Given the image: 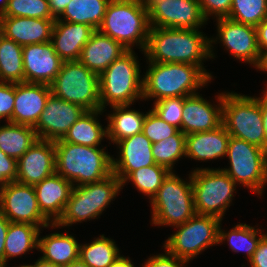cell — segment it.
Masks as SVG:
<instances>
[{
    "instance_id": "obj_33",
    "label": "cell",
    "mask_w": 267,
    "mask_h": 267,
    "mask_svg": "<svg viewBox=\"0 0 267 267\" xmlns=\"http://www.w3.org/2000/svg\"><path fill=\"white\" fill-rule=\"evenodd\" d=\"M23 46L3 36L0 43V82H25Z\"/></svg>"
},
{
    "instance_id": "obj_22",
    "label": "cell",
    "mask_w": 267,
    "mask_h": 267,
    "mask_svg": "<svg viewBox=\"0 0 267 267\" xmlns=\"http://www.w3.org/2000/svg\"><path fill=\"white\" fill-rule=\"evenodd\" d=\"M72 188V183L56 172L34 185L40 211L51 224L61 217Z\"/></svg>"
},
{
    "instance_id": "obj_8",
    "label": "cell",
    "mask_w": 267,
    "mask_h": 267,
    "mask_svg": "<svg viewBox=\"0 0 267 267\" xmlns=\"http://www.w3.org/2000/svg\"><path fill=\"white\" fill-rule=\"evenodd\" d=\"M222 118L230 136L266 150L262 111L256 97L224 92Z\"/></svg>"
},
{
    "instance_id": "obj_40",
    "label": "cell",
    "mask_w": 267,
    "mask_h": 267,
    "mask_svg": "<svg viewBox=\"0 0 267 267\" xmlns=\"http://www.w3.org/2000/svg\"><path fill=\"white\" fill-rule=\"evenodd\" d=\"M185 97H167L154 101L151 109L159 118L182 131V112Z\"/></svg>"
},
{
    "instance_id": "obj_53",
    "label": "cell",
    "mask_w": 267,
    "mask_h": 267,
    "mask_svg": "<svg viewBox=\"0 0 267 267\" xmlns=\"http://www.w3.org/2000/svg\"><path fill=\"white\" fill-rule=\"evenodd\" d=\"M31 267H60L56 264H53L51 262H47L43 259H38L33 265L30 264Z\"/></svg>"
},
{
    "instance_id": "obj_23",
    "label": "cell",
    "mask_w": 267,
    "mask_h": 267,
    "mask_svg": "<svg viewBox=\"0 0 267 267\" xmlns=\"http://www.w3.org/2000/svg\"><path fill=\"white\" fill-rule=\"evenodd\" d=\"M0 19L4 36L21 46L51 41L55 19L8 16Z\"/></svg>"
},
{
    "instance_id": "obj_51",
    "label": "cell",
    "mask_w": 267,
    "mask_h": 267,
    "mask_svg": "<svg viewBox=\"0 0 267 267\" xmlns=\"http://www.w3.org/2000/svg\"><path fill=\"white\" fill-rule=\"evenodd\" d=\"M109 267H134L129 257L119 255Z\"/></svg>"
},
{
    "instance_id": "obj_31",
    "label": "cell",
    "mask_w": 267,
    "mask_h": 267,
    "mask_svg": "<svg viewBox=\"0 0 267 267\" xmlns=\"http://www.w3.org/2000/svg\"><path fill=\"white\" fill-rule=\"evenodd\" d=\"M38 140L34 127L8 122L0 126V150L18 160Z\"/></svg>"
},
{
    "instance_id": "obj_50",
    "label": "cell",
    "mask_w": 267,
    "mask_h": 267,
    "mask_svg": "<svg viewBox=\"0 0 267 267\" xmlns=\"http://www.w3.org/2000/svg\"><path fill=\"white\" fill-rule=\"evenodd\" d=\"M263 95L260 97H256V100L259 102L260 109L262 111V118L264 124V131L266 137V151H267V86L266 90H263Z\"/></svg>"
},
{
    "instance_id": "obj_10",
    "label": "cell",
    "mask_w": 267,
    "mask_h": 267,
    "mask_svg": "<svg viewBox=\"0 0 267 267\" xmlns=\"http://www.w3.org/2000/svg\"><path fill=\"white\" fill-rule=\"evenodd\" d=\"M196 214L223 220L233 200L235 181L222 169L196 168L191 172Z\"/></svg>"
},
{
    "instance_id": "obj_7",
    "label": "cell",
    "mask_w": 267,
    "mask_h": 267,
    "mask_svg": "<svg viewBox=\"0 0 267 267\" xmlns=\"http://www.w3.org/2000/svg\"><path fill=\"white\" fill-rule=\"evenodd\" d=\"M185 182L179 176L170 172L151 199L152 224L155 226H177L185 223L196 212L192 178Z\"/></svg>"
},
{
    "instance_id": "obj_20",
    "label": "cell",
    "mask_w": 267,
    "mask_h": 267,
    "mask_svg": "<svg viewBox=\"0 0 267 267\" xmlns=\"http://www.w3.org/2000/svg\"><path fill=\"white\" fill-rule=\"evenodd\" d=\"M51 94L50 85L15 83V103L12 123L35 127Z\"/></svg>"
},
{
    "instance_id": "obj_11",
    "label": "cell",
    "mask_w": 267,
    "mask_h": 267,
    "mask_svg": "<svg viewBox=\"0 0 267 267\" xmlns=\"http://www.w3.org/2000/svg\"><path fill=\"white\" fill-rule=\"evenodd\" d=\"M226 157L230 168L222 169L235 183L262 195L267 183V151L245 140L230 136Z\"/></svg>"
},
{
    "instance_id": "obj_58",
    "label": "cell",
    "mask_w": 267,
    "mask_h": 267,
    "mask_svg": "<svg viewBox=\"0 0 267 267\" xmlns=\"http://www.w3.org/2000/svg\"><path fill=\"white\" fill-rule=\"evenodd\" d=\"M19 267H31V266L28 265V264H27V265H24V264H23V265H20Z\"/></svg>"
},
{
    "instance_id": "obj_38",
    "label": "cell",
    "mask_w": 267,
    "mask_h": 267,
    "mask_svg": "<svg viewBox=\"0 0 267 267\" xmlns=\"http://www.w3.org/2000/svg\"><path fill=\"white\" fill-rule=\"evenodd\" d=\"M227 18L256 27L267 18V0H232L230 14Z\"/></svg>"
},
{
    "instance_id": "obj_39",
    "label": "cell",
    "mask_w": 267,
    "mask_h": 267,
    "mask_svg": "<svg viewBox=\"0 0 267 267\" xmlns=\"http://www.w3.org/2000/svg\"><path fill=\"white\" fill-rule=\"evenodd\" d=\"M3 16L54 19L48 0H9Z\"/></svg>"
},
{
    "instance_id": "obj_1",
    "label": "cell",
    "mask_w": 267,
    "mask_h": 267,
    "mask_svg": "<svg viewBox=\"0 0 267 267\" xmlns=\"http://www.w3.org/2000/svg\"><path fill=\"white\" fill-rule=\"evenodd\" d=\"M144 55L148 62L196 65L212 79L202 65V61L211 58L210 38L199 29L151 27Z\"/></svg>"
},
{
    "instance_id": "obj_46",
    "label": "cell",
    "mask_w": 267,
    "mask_h": 267,
    "mask_svg": "<svg viewBox=\"0 0 267 267\" xmlns=\"http://www.w3.org/2000/svg\"><path fill=\"white\" fill-rule=\"evenodd\" d=\"M248 261L250 267H267V234L260 239L257 249Z\"/></svg>"
},
{
    "instance_id": "obj_48",
    "label": "cell",
    "mask_w": 267,
    "mask_h": 267,
    "mask_svg": "<svg viewBox=\"0 0 267 267\" xmlns=\"http://www.w3.org/2000/svg\"><path fill=\"white\" fill-rule=\"evenodd\" d=\"M256 31L260 52L267 50V18L256 26Z\"/></svg>"
},
{
    "instance_id": "obj_25",
    "label": "cell",
    "mask_w": 267,
    "mask_h": 267,
    "mask_svg": "<svg viewBox=\"0 0 267 267\" xmlns=\"http://www.w3.org/2000/svg\"><path fill=\"white\" fill-rule=\"evenodd\" d=\"M127 51L128 49L121 43L101 33L99 30H95L82 48L78 61L92 72L100 75Z\"/></svg>"
},
{
    "instance_id": "obj_16",
    "label": "cell",
    "mask_w": 267,
    "mask_h": 267,
    "mask_svg": "<svg viewBox=\"0 0 267 267\" xmlns=\"http://www.w3.org/2000/svg\"><path fill=\"white\" fill-rule=\"evenodd\" d=\"M85 111L81 106L64 101L51 93L34 127L38 139H62Z\"/></svg>"
},
{
    "instance_id": "obj_43",
    "label": "cell",
    "mask_w": 267,
    "mask_h": 267,
    "mask_svg": "<svg viewBox=\"0 0 267 267\" xmlns=\"http://www.w3.org/2000/svg\"><path fill=\"white\" fill-rule=\"evenodd\" d=\"M202 14L206 20L208 16L227 18L230 14L232 0H198Z\"/></svg>"
},
{
    "instance_id": "obj_52",
    "label": "cell",
    "mask_w": 267,
    "mask_h": 267,
    "mask_svg": "<svg viewBox=\"0 0 267 267\" xmlns=\"http://www.w3.org/2000/svg\"><path fill=\"white\" fill-rule=\"evenodd\" d=\"M255 67L260 71L267 72V50L260 52L259 60Z\"/></svg>"
},
{
    "instance_id": "obj_54",
    "label": "cell",
    "mask_w": 267,
    "mask_h": 267,
    "mask_svg": "<svg viewBox=\"0 0 267 267\" xmlns=\"http://www.w3.org/2000/svg\"><path fill=\"white\" fill-rule=\"evenodd\" d=\"M64 267H90L86 263H84L80 258L71 262L69 265Z\"/></svg>"
},
{
    "instance_id": "obj_45",
    "label": "cell",
    "mask_w": 267,
    "mask_h": 267,
    "mask_svg": "<svg viewBox=\"0 0 267 267\" xmlns=\"http://www.w3.org/2000/svg\"><path fill=\"white\" fill-rule=\"evenodd\" d=\"M187 261L168 253L158 254L148 258L143 267H185Z\"/></svg>"
},
{
    "instance_id": "obj_26",
    "label": "cell",
    "mask_w": 267,
    "mask_h": 267,
    "mask_svg": "<svg viewBox=\"0 0 267 267\" xmlns=\"http://www.w3.org/2000/svg\"><path fill=\"white\" fill-rule=\"evenodd\" d=\"M230 135L224 125L218 128L186 135L185 157L207 161L227 155Z\"/></svg>"
},
{
    "instance_id": "obj_41",
    "label": "cell",
    "mask_w": 267,
    "mask_h": 267,
    "mask_svg": "<svg viewBox=\"0 0 267 267\" xmlns=\"http://www.w3.org/2000/svg\"><path fill=\"white\" fill-rule=\"evenodd\" d=\"M179 129L159 118L152 110L146 113L142 133L153 143L173 136Z\"/></svg>"
},
{
    "instance_id": "obj_5",
    "label": "cell",
    "mask_w": 267,
    "mask_h": 267,
    "mask_svg": "<svg viewBox=\"0 0 267 267\" xmlns=\"http://www.w3.org/2000/svg\"><path fill=\"white\" fill-rule=\"evenodd\" d=\"M120 189L122 182L114 173L97 182L74 186L61 217L50 227H67L99 217Z\"/></svg>"
},
{
    "instance_id": "obj_55",
    "label": "cell",
    "mask_w": 267,
    "mask_h": 267,
    "mask_svg": "<svg viewBox=\"0 0 267 267\" xmlns=\"http://www.w3.org/2000/svg\"><path fill=\"white\" fill-rule=\"evenodd\" d=\"M1 5H0V18L3 16L4 11L7 9L8 2L9 0H1Z\"/></svg>"
},
{
    "instance_id": "obj_19",
    "label": "cell",
    "mask_w": 267,
    "mask_h": 267,
    "mask_svg": "<svg viewBox=\"0 0 267 267\" xmlns=\"http://www.w3.org/2000/svg\"><path fill=\"white\" fill-rule=\"evenodd\" d=\"M216 98L218 106L198 93L185 97L182 112V132L185 135L211 131L222 125L223 92Z\"/></svg>"
},
{
    "instance_id": "obj_4",
    "label": "cell",
    "mask_w": 267,
    "mask_h": 267,
    "mask_svg": "<svg viewBox=\"0 0 267 267\" xmlns=\"http://www.w3.org/2000/svg\"><path fill=\"white\" fill-rule=\"evenodd\" d=\"M150 28L145 0H111L98 30L128 50L136 44L144 52Z\"/></svg>"
},
{
    "instance_id": "obj_47",
    "label": "cell",
    "mask_w": 267,
    "mask_h": 267,
    "mask_svg": "<svg viewBox=\"0 0 267 267\" xmlns=\"http://www.w3.org/2000/svg\"><path fill=\"white\" fill-rule=\"evenodd\" d=\"M10 221L0 212V267H4L5 239Z\"/></svg>"
},
{
    "instance_id": "obj_28",
    "label": "cell",
    "mask_w": 267,
    "mask_h": 267,
    "mask_svg": "<svg viewBox=\"0 0 267 267\" xmlns=\"http://www.w3.org/2000/svg\"><path fill=\"white\" fill-rule=\"evenodd\" d=\"M130 105L111 106L113 114H109L107 121V138L116 144L122 139L129 138L142 132L146 114L131 110Z\"/></svg>"
},
{
    "instance_id": "obj_34",
    "label": "cell",
    "mask_w": 267,
    "mask_h": 267,
    "mask_svg": "<svg viewBox=\"0 0 267 267\" xmlns=\"http://www.w3.org/2000/svg\"><path fill=\"white\" fill-rule=\"evenodd\" d=\"M260 235V236H259ZM265 234H262V230L259 228L255 229L249 225L238 224L234 226L229 232L221 230L219 226L218 243H223L225 240L229 242V247L232 251L246 252L248 259L250 260L253 256L254 251L257 249V245L260 239ZM259 236V237H258Z\"/></svg>"
},
{
    "instance_id": "obj_35",
    "label": "cell",
    "mask_w": 267,
    "mask_h": 267,
    "mask_svg": "<svg viewBox=\"0 0 267 267\" xmlns=\"http://www.w3.org/2000/svg\"><path fill=\"white\" fill-rule=\"evenodd\" d=\"M120 255L113 239L103 234L90 244H81L79 258L90 267H109Z\"/></svg>"
},
{
    "instance_id": "obj_27",
    "label": "cell",
    "mask_w": 267,
    "mask_h": 267,
    "mask_svg": "<svg viewBox=\"0 0 267 267\" xmlns=\"http://www.w3.org/2000/svg\"><path fill=\"white\" fill-rule=\"evenodd\" d=\"M38 250L41 259L64 267L79 259L80 244L72 235L55 232L38 239Z\"/></svg>"
},
{
    "instance_id": "obj_24",
    "label": "cell",
    "mask_w": 267,
    "mask_h": 267,
    "mask_svg": "<svg viewBox=\"0 0 267 267\" xmlns=\"http://www.w3.org/2000/svg\"><path fill=\"white\" fill-rule=\"evenodd\" d=\"M95 30L83 23L55 19L51 42L63 61H78L81 50Z\"/></svg>"
},
{
    "instance_id": "obj_2",
    "label": "cell",
    "mask_w": 267,
    "mask_h": 267,
    "mask_svg": "<svg viewBox=\"0 0 267 267\" xmlns=\"http://www.w3.org/2000/svg\"><path fill=\"white\" fill-rule=\"evenodd\" d=\"M143 99L187 97L212 79L198 66L187 63L149 62L143 75Z\"/></svg>"
},
{
    "instance_id": "obj_3",
    "label": "cell",
    "mask_w": 267,
    "mask_h": 267,
    "mask_svg": "<svg viewBox=\"0 0 267 267\" xmlns=\"http://www.w3.org/2000/svg\"><path fill=\"white\" fill-rule=\"evenodd\" d=\"M56 173L74 186L103 180L113 173L112 157L101 147L54 141ZM76 183V184H75Z\"/></svg>"
},
{
    "instance_id": "obj_13",
    "label": "cell",
    "mask_w": 267,
    "mask_h": 267,
    "mask_svg": "<svg viewBox=\"0 0 267 267\" xmlns=\"http://www.w3.org/2000/svg\"><path fill=\"white\" fill-rule=\"evenodd\" d=\"M145 1L151 27L199 29L207 23L198 0Z\"/></svg>"
},
{
    "instance_id": "obj_21",
    "label": "cell",
    "mask_w": 267,
    "mask_h": 267,
    "mask_svg": "<svg viewBox=\"0 0 267 267\" xmlns=\"http://www.w3.org/2000/svg\"><path fill=\"white\" fill-rule=\"evenodd\" d=\"M120 157H112V171L121 182L132 172L156 164L152 156V142L141 132L116 143Z\"/></svg>"
},
{
    "instance_id": "obj_18",
    "label": "cell",
    "mask_w": 267,
    "mask_h": 267,
    "mask_svg": "<svg viewBox=\"0 0 267 267\" xmlns=\"http://www.w3.org/2000/svg\"><path fill=\"white\" fill-rule=\"evenodd\" d=\"M25 82L50 85L59 73L63 60L51 41L23 46Z\"/></svg>"
},
{
    "instance_id": "obj_14",
    "label": "cell",
    "mask_w": 267,
    "mask_h": 267,
    "mask_svg": "<svg viewBox=\"0 0 267 267\" xmlns=\"http://www.w3.org/2000/svg\"><path fill=\"white\" fill-rule=\"evenodd\" d=\"M0 212L12 223H29L42 228L51 225L40 211L34 185L17 181L6 184Z\"/></svg>"
},
{
    "instance_id": "obj_29",
    "label": "cell",
    "mask_w": 267,
    "mask_h": 267,
    "mask_svg": "<svg viewBox=\"0 0 267 267\" xmlns=\"http://www.w3.org/2000/svg\"><path fill=\"white\" fill-rule=\"evenodd\" d=\"M102 109L85 111V113L69 128L63 141L89 147H99L103 138H107V127H102L98 114Z\"/></svg>"
},
{
    "instance_id": "obj_49",
    "label": "cell",
    "mask_w": 267,
    "mask_h": 267,
    "mask_svg": "<svg viewBox=\"0 0 267 267\" xmlns=\"http://www.w3.org/2000/svg\"><path fill=\"white\" fill-rule=\"evenodd\" d=\"M48 1L52 17L54 19H58L62 15L67 4H69L71 0H48Z\"/></svg>"
},
{
    "instance_id": "obj_12",
    "label": "cell",
    "mask_w": 267,
    "mask_h": 267,
    "mask_svg": "<svg viewBox=\"0 0 267 267\" xmlns=\"http://www.w3.org/2000/svg\"><path fill=\"white\" fill-rule=\"evenodd\" d=\"M221 219L212 215L195 214L165 241L164 249L189 263L206 248L218 244Z\"/></svg>"
},
{
    "instance_id": "obj_6",
    "label": "cell",
    "mask_w": 267,
    "mask_h": 267,
    "mask_svg": "<svg viewBox=\"0 0 267 267\" xmlns=\"http://www.w3.org/2000/svg\"><path fill=\"white\" fill-rule=\"evenodd\" d=\"M135 55L134 50H128L99 75L102 110L108 104L132 105L143 98V78Z\"/></svg>"
},
{
    "instance_id": "obj_57",
    "label": "cell",
    "mask_w": 267,
    "mask_h": 267,
    "mask_svg": "<svg viewBox=\"0 0 267 267\" xmlns=\"http://www.w3.org/2000/svg\"><path fill=\"white\" fill-rule=\"evenodd\" d=\"M4 186L0 185V210L2 206V193H3Z\"/></svg>"
},
{
    "instance_id": "obj_56",
    "label": "cell",
    "mask_w": 267,
    "mask_h": 267,
    "mask_svg": "<svg viewBox=\"0 0 267 267\" xmlns=\"http://www.w3.org/2000/svg\"><path fill=\"white\" fill-rule=\"evenodd\" d=\"M3 36H4V33H3V26H2L1 19H0V43H1V39L3 38Z\"/></svg>"
},
{
    "instance_id": "obj_9",
    "label": "cell",
    "mask_w": 267,
    "mask_h": 267,
    "mask_svg": "<svg viewBox=\"0 0 267 267\" xmlns=\"http://www.w3.org/2000/svg\"><path fill=\"white\" fill-rule=\"evenodd\" d=\"M50 88L53 95L86 111L101 109L99 75L79 61H63Z\"/></svg>"
},
{
    "instance_id": "obj_36",
    "label": "cell",
    "mask_w": 267,
    "mask_h": 267,
    "mask_svg": "<svg viewBox=\"0 0 267 267\" xmlns=\"http://www.w3.org/2000/svg\"><path fill=\"white\" fill-rule=\"evenodd\" d=\"M186 135L178 130L173 136L152 144V156L156 164L172 172L173 166L185 157Z\"/></svg>"
},
{
    "instance_id": "obj_32",
    "label": "cell",
    "mask_w": 267,
    "mask_h": 267,
    "mask_svg": "<svg viewBox=\"0 0 267 267\" xmlns=\"http://www.w3.org/2000/svg\"><path fill=\"white\" fill-rule=\"evenodd\" d=\"M111 0H71L57 20L83 23L94 30L101 26ZM64 18V19H62Z\"/></svg>"
},
{
    "instance_id": "obj_30",
    "label": "cell",
    "mask_w": 267,
    "mask_h": 267,
    "mask_svg": "<svg viewBox=\"0 0 267 267\" xmlns=\"http://www.w3.org/2000/svg\"><path fill=\"white\" fill-rule=\"evenodd\" d=\"M40 229L29 223H9L5 239L4 267L9 259L25 255L34 248L38 249Z\"/></svg>"
},
{
    "instance_id": "obj_37",
    "label": "cell",
    "mask_w": 267,
    "mask_h": 267,
    "mask_svg": "<svg viewBox=\"0 0 267 267\" xmlns=\"http://www.w3.org/2000/svg\"><path fill=\"white\" fill-rule=\"evenodd\" d=\"M170 171L158 164L142 167L132 171L123 181L122 189L127 181H132L138 191L147 195L150 200L157 193Z\"/></svg>"
},
{
    "instance_id": "obj_15",
    "label": "cell",
    "mask_w": 267,
    "mask_h": 267,
    "mask_svg": "<svg viewBox=\"0 0 267 267\" xmlns=\"http://www.w3.org/2000/svg\"><path fill=\"white\" fill-rule=\"evenodd\" d=\"M216 21L218 34L215 40L210 38L211 59L215 56L212 43L218 39L233 57L256 66L260 56L256 27L229 18H217Z\"/></svg>"
},
{
    "instance_id": "obj_42",
    "label": "cell",
    "mask_w": 267,
    "mask_h": 267,
    "mask_svg": "<svg viewBox=\"0 0 267 267\" xmlns=\"http://www.w3.org/2000/svg\"><path fill=\"white\" fill-rule=\"evenodd\" d=\"M15 103V83L0 82V119L12 123Z\"/></svg>"
},
{
    "instance_id": "obj_17",
    "label": "cell",
    "mask_w": 267,
    "mask_h": 267,
    "mask_svg": "<svg viewBox=\"0 0 267 267\" xmlns=\"http://www.w3.org/2000/svg\"><path fill=\"white\" fill-rule=\"evenodd\" d=\"M54 141L38 139L17 160L16 181L35 185L56 172Z\"/></svg>"
},
{
    "instance_id": "obj_44",
    "label": "cell",
    "mask_w": 267,
    "mask_h": 267,
    "mask_svg": "<svg viewBox=\"0 0 267 267\" xmlns=\"http://www.w3.org/2000/svg\"><path fill=\"white\" fill-rule=\"evenodd\" d=\"M16 178L17 160L0 150V185L5 186L9 182L16 181Z\"/></svg>"
}]
</instances>
